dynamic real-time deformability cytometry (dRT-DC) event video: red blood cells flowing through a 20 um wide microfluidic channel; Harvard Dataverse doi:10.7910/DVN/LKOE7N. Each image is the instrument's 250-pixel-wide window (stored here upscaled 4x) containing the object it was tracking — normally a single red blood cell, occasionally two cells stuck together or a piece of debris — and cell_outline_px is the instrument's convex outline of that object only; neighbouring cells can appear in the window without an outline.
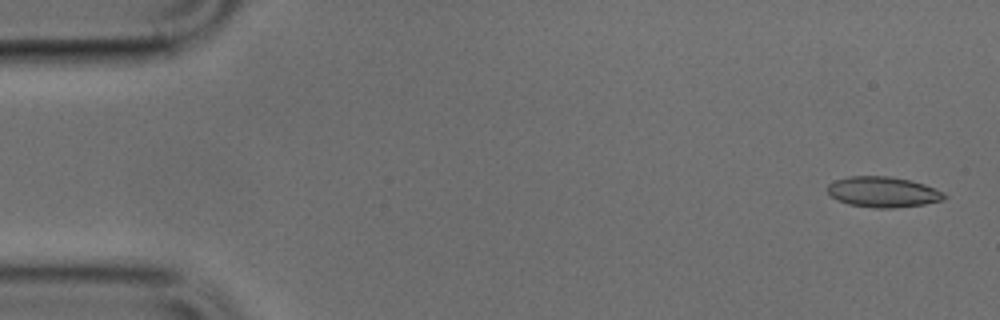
{"species": "common noctule bat (a hibernating species)", "species_latin": "Nyctalus noctula", "temperature_condition": "cold", "stored_images_in_passage": 4, "camera_frame_rate_fps": 3000, "um_per_image_px": 0.085, "animal": {"sex": "male", "body_mass_g": 17.9, "forearm_length_mm": 54.2}, "frame": {"image": 1, "passage_image": 2, "time_ms": 0.333, "image_size_px": [1000, 320], "cell_outline_px": [[948, 196], [944, 200], [924, 204], [892, 208], [872, 208], [848, 204], [836, 200], [828, 192], [828, 184], [836, 180], [848, 176], [888, 176], [908, 180], [924, 184], [944, 192]], "centroid_in_image_um": [75.06, 16.32], "position_along_channel_um": 9.9, "area_um2": 20.81}}